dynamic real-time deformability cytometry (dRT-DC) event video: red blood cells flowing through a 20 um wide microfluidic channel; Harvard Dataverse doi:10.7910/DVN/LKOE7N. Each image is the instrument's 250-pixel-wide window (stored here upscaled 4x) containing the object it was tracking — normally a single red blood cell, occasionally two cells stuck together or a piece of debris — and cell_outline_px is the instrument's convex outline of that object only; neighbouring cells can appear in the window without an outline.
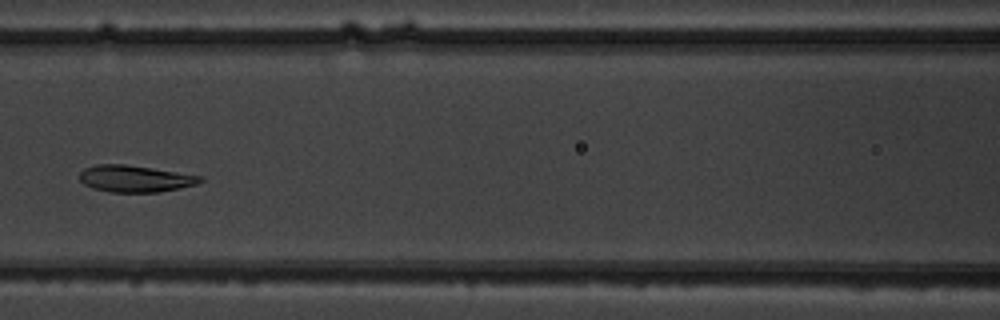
{"species": "common noctule bat (a hibernating species)", "species_latin": "Nyctalus noctula", "temperature_condition": "warm", "stored_images_in_passage": 6, "camera_frame_rate_fps": 3000, "um_per_image_px": 0.085, "animal": {"sex": "male", "body_mass_g": 19.5, "forearm_length_mm": 54.6}, "frame": {"image": 1, "passage_image": 6, "time_ms": 5.667, "image_size_px": [1000, 320], "cell_outline_px": [[204, 180], [196, 184], [180, 188], [160, 192], [108, 192], [92, 188], [84, 184], [80, 180], [80, 172], [84, 168], [96, 164], [124, 164], [152, 168], [204, 176]], "centroid_in_image_um": [11.48, 15.19], "position_along_channel_um": 155.1, "area_um2": 18.9}}